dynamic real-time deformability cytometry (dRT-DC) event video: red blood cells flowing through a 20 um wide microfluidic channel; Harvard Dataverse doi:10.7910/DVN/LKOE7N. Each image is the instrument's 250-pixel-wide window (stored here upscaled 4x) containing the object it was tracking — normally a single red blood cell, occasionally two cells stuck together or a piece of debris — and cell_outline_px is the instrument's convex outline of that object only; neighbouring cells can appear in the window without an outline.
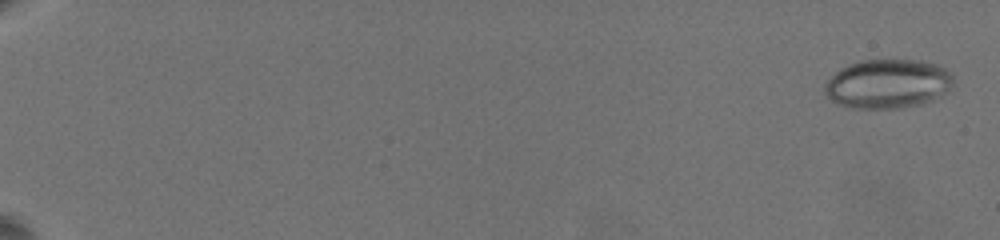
{"species": "common noctule bat (a hibernating species)", "species_latin": "Nyctalus noctula", "temperature_condition": "warm", "stored_images_in_passage": 46, "camera_frame_rate_fps": 3000, "um_per_image_px": 0.085, "animal": {"sex": "female", "body_mass_g": 19.5, "forearm_length_mm": 54.1}, "frame": {"image": 1, "passage_image": 1, "time_ms": 0.0, "image_size_px": [1000, 240], "cell_outline_px": [[952, 80], [948, 88], [940, 96], [932, 100], [920, 104], [900, 108], [852, 108], [840, 104], [832, 100], [824, 92], [824, 84], [840, 68], [848, 64], [860, 60], [920, 60], [936, 64], [952, 72]], "centroid_in_image_um": [75.44, 7.11], "position_along_channel_um": 9.6, "area_um2": 36.65}}
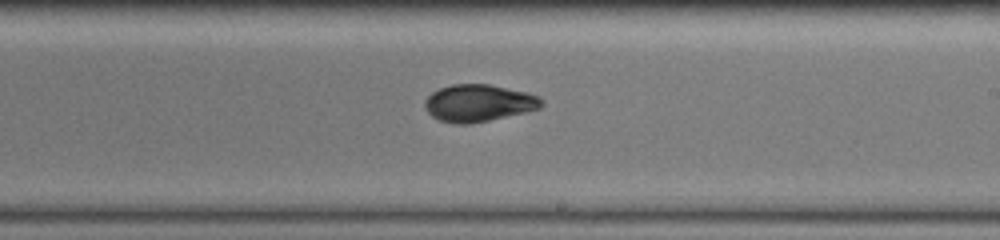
{"frame": {"image": 2, "passage_image": 26, "time_ms": 13.0, "image_size_px": [1000, 240], "cell_outline_px": [[544, 104], [540, 108], [524, 112], [488, 120], [468, 124], [456, 124], [440, 120], [432, 116], [428, 112], [424, 104], [424, 100], [432, 92], [440, 88], [452, 84], [488, 84], [524, 92], [540, 96], [544, 100]], "centroid_in_image_um": [40.67, 8.75], "position_along_channel_um": 248.3, "area_um2": 25.03}}
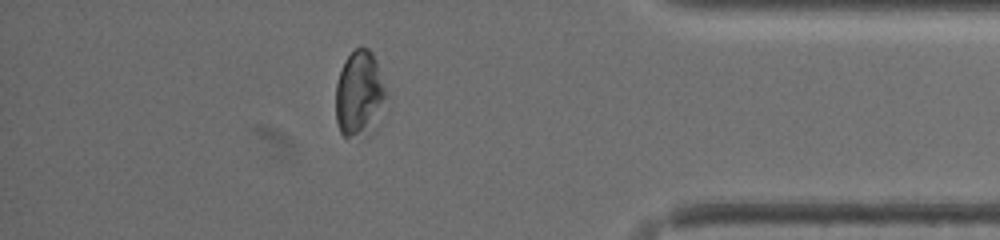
{"frame": {"image": 3, "passage_image": 41, "time_ms": 18.0, "image_size_px": [1000, 240], "cell_outline_px": [[384, 96], [376, 128], [364, 140], [360, 140], [344, 136], [340, 132], [336, 124], [336, 84], [344, 60], [360, 44], [368, 48], [372, 52], [376, 60], [384, 88]], "centroid_in_image_um": [30.51, 8.05], "position_along_channel_um": 404.7, "area_um2": 25.49}, "authors_computed_cell_mechanics": {"area_um2": 25.432, "velocity_mm_per_s": 3.5833, "shape_relaxation_time_tau1_ms": 3.6709, "shape_relaxation_time_tau2_ms": 1.8974, "deformation_change_tau1": 0.1845, "deformation_change_tau2": 0.0612}}